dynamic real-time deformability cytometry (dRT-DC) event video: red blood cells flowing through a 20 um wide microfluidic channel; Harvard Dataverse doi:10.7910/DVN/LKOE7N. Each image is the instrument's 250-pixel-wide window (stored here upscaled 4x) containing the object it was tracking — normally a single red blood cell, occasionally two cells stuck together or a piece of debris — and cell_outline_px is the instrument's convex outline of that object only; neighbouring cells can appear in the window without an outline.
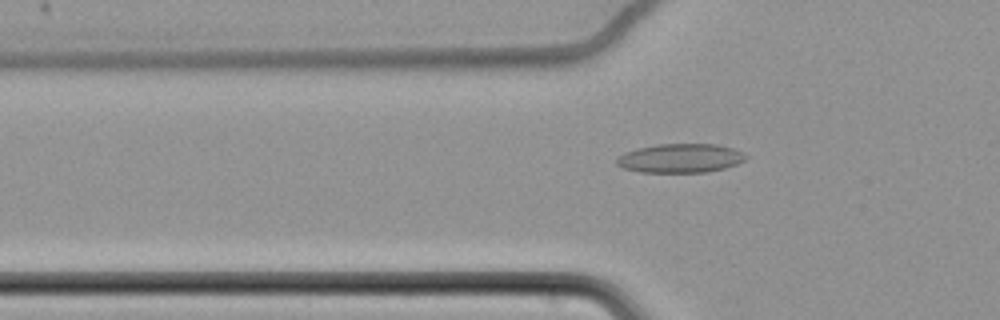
{"species": "common noctule bat (a hibernating species)", "species_latin": "Nyctalus noctula", "temperature_condition": "cold", "stored_images_in_passage": 62, "camera_frame_rate_fps": 3000, "um_per_image_px": 0.085, "animal": {"sex": "female", "body_mass_g": 22.7, "forearm_length_mm": 54.2}, "frame": {"image": 1, "passage_image": 23, "time_ms": 7.333, "image_size_px": [1000, 320], "cell_outline_px": [[748, 156], [744, 160], [736, 164], [724, 168], [708, 172], [640, 172], [624, 168], [616, 164], [616, 156], [624, 152], [636, 148], [656, 144], [716, 144], [732, 148]], "centroid_in_image_um": [57.78, 13.44], "position_along_channel_um": 68.0, "area_um2": 21.85}}
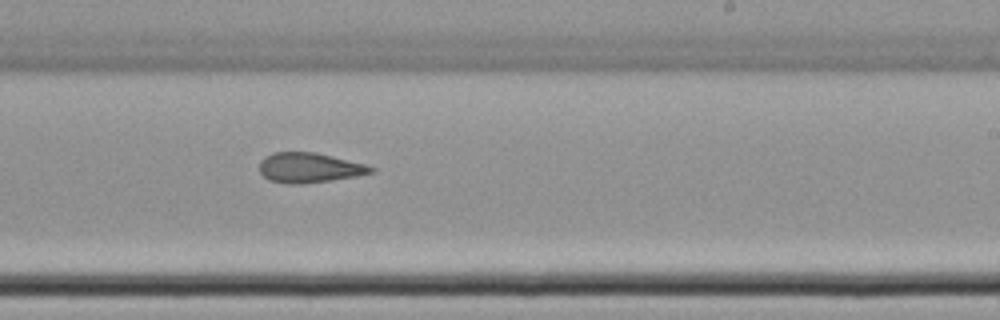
{"frame": {"image": 2, "passage_image": 40, "time_ms": 13.0, "image_size_px": [1000, 320], "cell_outline_px": [[376, 172], [356, 176], [332, 180], [304, 184], [284, 184], [268, 180], [260, 172], [260, 160], [264, 156], [272, 152], [316, 152], [368, 164], [376, 168]], "centroid_in_image_um": [26.32, 14.26], "position_along_channel_um": 262.7, "area_um2": 19.88}}
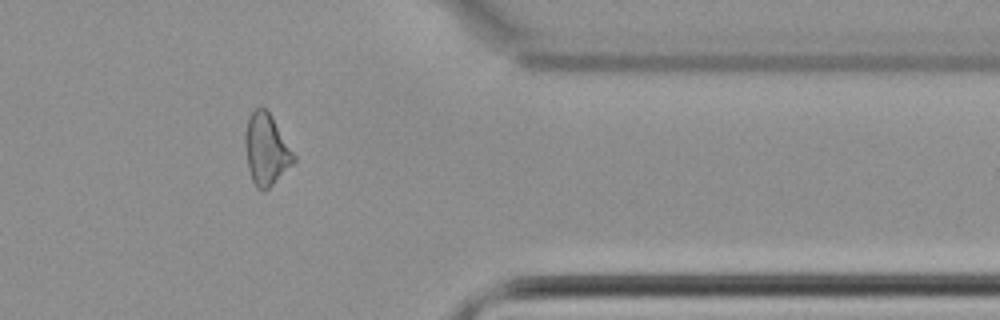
{"frame": {"image": 3, "passage_image": 52, "time_ms": 17.0, "image_size_px": [1000, 320], "cell_outline_px": [[296, 160], [264, 192], [256, 188], [252, 180], [248, 168], [244, 144], [244, 136], [248, 116], [256, 108], [264, 108], [272, 116], [296, 156]], "centroid_in_image_um": [22.61, 12.7], "position_along_channel_um": 388.8, "area_um2": 20.11}, "authors_computed_cell_mechanics": {"area_um2": 21.0392, "velocity_mm_per_s": 3.4848, "shape_relaxation_time_tau1_ms": null, "shape_relaxation_time_tau2_ms": 3.1844, "deformation_change_tau1": null, "deformation_change_tau2": 0.1115}}